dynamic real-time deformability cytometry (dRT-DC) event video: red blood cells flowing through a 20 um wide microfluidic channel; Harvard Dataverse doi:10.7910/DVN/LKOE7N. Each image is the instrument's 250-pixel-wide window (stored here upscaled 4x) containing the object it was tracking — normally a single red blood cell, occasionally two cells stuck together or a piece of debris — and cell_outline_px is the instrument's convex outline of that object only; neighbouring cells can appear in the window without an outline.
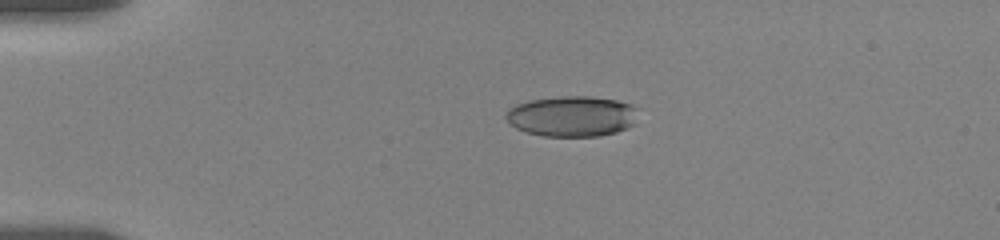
{"species": "human", "species_latin": "Homo sapiens", "temperature_condition": "room temperature", "stored_images_in_passage": 30, "camera_frame_rate_fps": 3000, "um_per_image_px": 0.085, "donor": {"sex": "female"}, "frame": {"image": 1, "passage_image": 1, "time_ms": 0.0, "image_size_px": [1000, 240], "cell_outline_px": [[640, 108], [636, 124], [628, 128], [616, 132], [600, 136], [544, 136], [524, 132], [508, 124], [504, 116], [508, 108], [516, 104], [528, 100], [560, 96], [588, 96], [616, 100], [632, 104]], "centroid_in_image_um": [48.64, 9.88], "position_along_channel_um": 36.4, "area_um2": 32.02}}
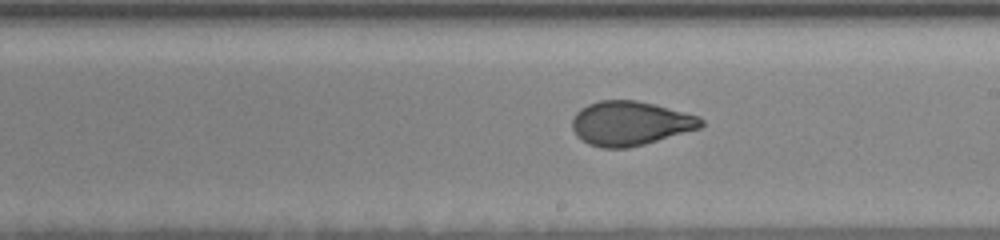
{"frame": {"image": 2, "passage_image": 15, "time_ms": 7.0, "image_size_px": [1000, 240], "cell_outline_px": [[704, 124], [700, 128], [644, 144], [628, 148], [600, 148], [588, 144], [576, 136], [572, 128], [572, 120], [576, 112], [580, 108], [588, 104], [600, 100], [636, 100], [656, 104], [700, 116], [704, 120]], "centroid_in_image_um": [53.56, 10.48], "position_along_channel_um": 235.4, "area_um2": 33.47}}
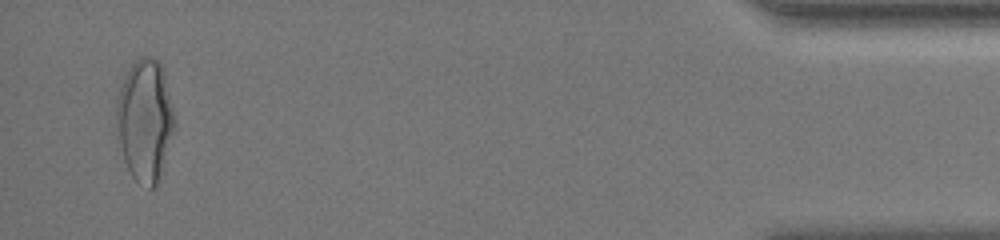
{"frame": {"image": 3, "passage_image": 30, "time_ms": 14.333, "image_size_px": [1000, 240], "cell_outline_px": [[176, 124], [160, 180], [152, 188], [148, 188], [136, 180], [132, 176], [124, 160], [120, 140], [116, 116], [116, 100], [124, 76], [132, 64], [136, 60], [144, 56], [152, 56], [160, 60], [164, 72], [176, 120]], "centroid_in_image_um": [12.35, 10.2], "position_along_channel_um": 422.8, "area_um2": 41.38}, "authors_computed_cell_mechanics": {"area_um2": 33.7841, "velocity_mm_per_s": 3.5107, "shape_relaxation_time_tau1_ms": 6.4639, "shape_relaxation_time_tau2_ms": 1.0858, "deformation_change_tau1": 0.1832, "deformation_change_tau2": 0.067}}